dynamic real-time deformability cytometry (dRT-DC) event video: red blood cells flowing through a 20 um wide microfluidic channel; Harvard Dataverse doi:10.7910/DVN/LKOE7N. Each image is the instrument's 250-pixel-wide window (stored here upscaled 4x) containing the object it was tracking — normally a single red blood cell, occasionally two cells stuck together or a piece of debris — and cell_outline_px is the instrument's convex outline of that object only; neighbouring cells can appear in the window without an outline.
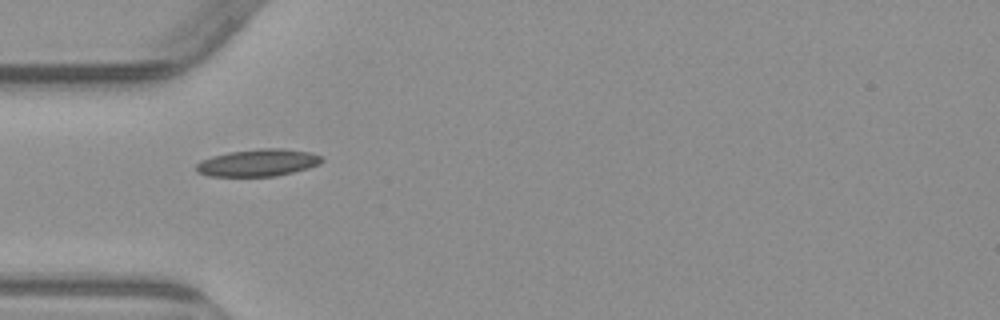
{"species": "common noctule bat (a hibernating species)", "species_latin": "Nyctalus noctula", "temperature_condition": "warm", "stored_images_in_passage": 6, "camera_frame_rate_fps": 3000, "um_per_image_px": 0.085, "animal": {"sex": "male", "body_mass_g": 23.1, "forearm_length_mm": 52.7}, "frame": {"image": 1, "passage_image": 4, "time_ms": 4.667, "image_size_px": [1000, 320], "cell_outline_px": [[324, 160], [320, 164], [308, 168], [276, 176], [208, 176], [196, 172], [196, 164], [200, 160], [212, 156], [228, 152], [260, 148], [284, 148], [312, 152], [320, 156]], "centroid_in_image_um": [21.93, 13.82], "position_along_channel_um": 63.1, "area_um2": 20.06}}
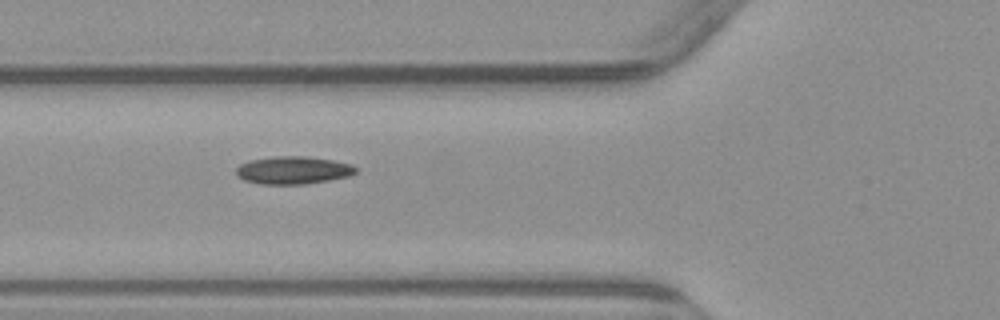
{"frame": {"image": 2, "passage_image": 5, "time_ms": 5.667, "image_size_px": [1000, 320], "cell_outline_px": [[356, 172], [348, 176], [328, 180], [304, 184], [260, 184], [244, 180], [236, 176], [236, 168], [240, 164], [248, 160], [272, 156], [308, 156], [332, 160], [352, 164], [356, 168]], "centroid_in_image_um": [24.87, 14.46], "position_along_channel_um": 100.9, "area_um2": 19.42}}
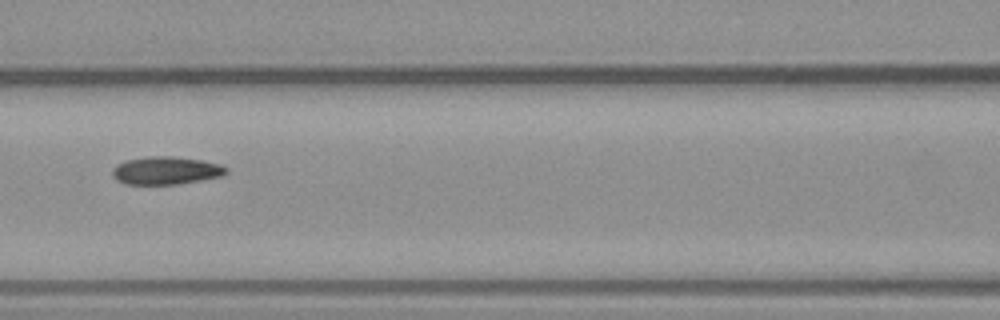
{"frame": {"image": 3, "passage_image": 6, "time_ms": 7.0, "image_size_px": [1000, 320], "cell_outline_px": [[228, 172], [224, 176], [176, 184], [128, 184], [116, 180], [112, 176], [112, 168], [116, 164], [124, 160], [148, 156], [172, 156], [204, 160], [220, 164], [228, 168]], "centroid_in_image_um": [14.11, 14.48], "position_along_channel_um": 152.5, "area_um2": 18.73}}